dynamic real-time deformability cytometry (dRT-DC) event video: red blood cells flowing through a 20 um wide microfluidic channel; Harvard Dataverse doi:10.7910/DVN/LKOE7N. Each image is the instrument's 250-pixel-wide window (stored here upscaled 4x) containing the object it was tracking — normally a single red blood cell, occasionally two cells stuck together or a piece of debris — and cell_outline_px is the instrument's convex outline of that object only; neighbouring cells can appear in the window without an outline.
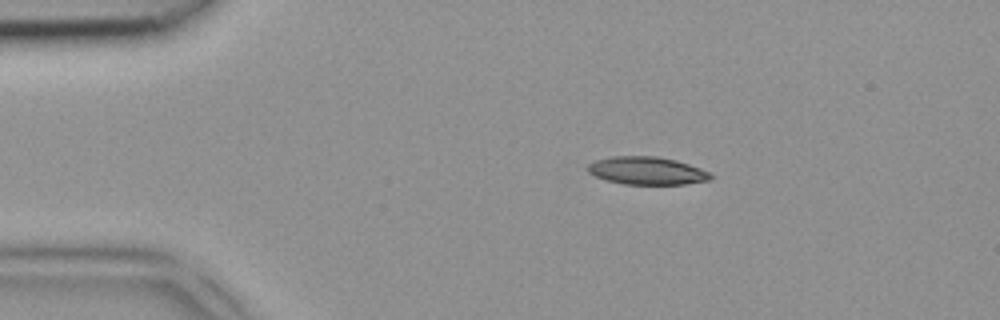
{"species": "common noctule bat (a hibernating species)", "species_latin": "Nyctalus noctula", "temperature_condition": "room temperature", "stored_images_in_passage": 2, "camera_frame_rate_fps": 3000, "um_per_image_px": 0.085, "animal": {"sex": "female", "body_mass_g": 18.4}, "frame": {"image": 1, "passage_image": 1, "time_ms": 0.0, "image_size_px": [1000, 320], "cell_outline_px": [[712, 176], [708, 180], [684, 184], [624, 184], [604, 180], [588, 172], [588, 164], [596, 160], [612, 156], [656, 156], [676, 160], [700, 168], [708, 172]], "centroid_in_image_um": [54.95, 14.51], "position_along_channel_um": 30.1, "area_um2": 19.77}}